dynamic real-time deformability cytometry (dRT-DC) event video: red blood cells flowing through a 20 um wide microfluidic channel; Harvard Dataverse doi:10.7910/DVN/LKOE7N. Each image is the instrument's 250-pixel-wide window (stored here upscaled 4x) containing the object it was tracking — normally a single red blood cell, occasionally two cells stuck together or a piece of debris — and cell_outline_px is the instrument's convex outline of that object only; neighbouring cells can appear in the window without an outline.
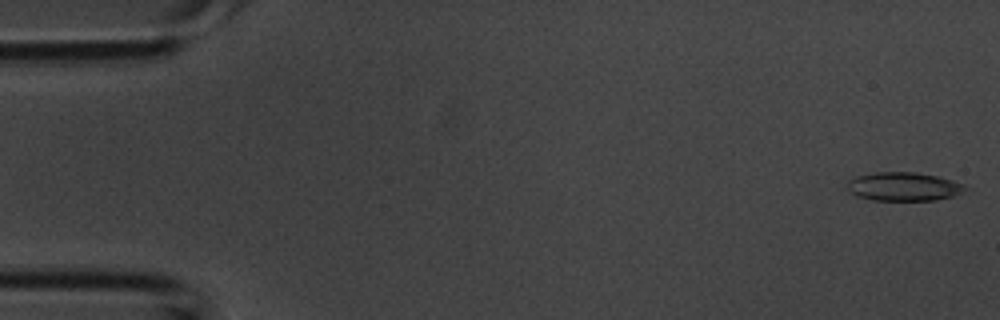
{"species": "common noctule bat (a hibernating species)", "species_latin": "Nyctalus noctula", "temperature_condition": "room temperature", "stored_images_in_passage": 40, "camera_frame_rate_fps": 3000, "um_per_image_px": 0.085, "animal": {"sex": "male", "body_mass_g": 20.1, "forearm_length_mm": 53.5}, "frame": {"image": 1, "passage_image": 1, "time_ms": 0.0, "image_size_px": [1000, 320], "cell_outline_px": [[968, 188], [956, 196], [936, 200], [872, 200], [856, 196], [848, 192], [848, 180], [856, 176], [876, 172], [916, 172], [936, 176], [952, 180], [964, 184]], "centroid_in_image_um": [76.81, 15.86], "position_along_channel_um": 8.2, "area_um2": 19.83}}
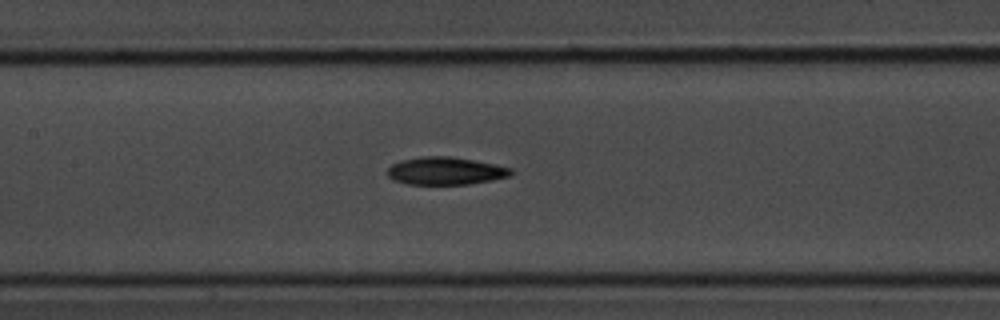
{"frame": {"image": 2, "passage_image": 19, "time_ms": 6.0, "image_size_px": [1000, 320], "cell_outline_px": [[516, 172], [508, 176], [492, 180], [468, 184], [408, 184], [392, 180], [388, 176], [388, 168], [392, 164], [400, 160], [420, 156], [448, 156], [496, 164], [512, 168]], "centroid_in_image_um": [37.87, 14.52], "position_along_channel_um": 169.5, "area_um2": 20.0}}
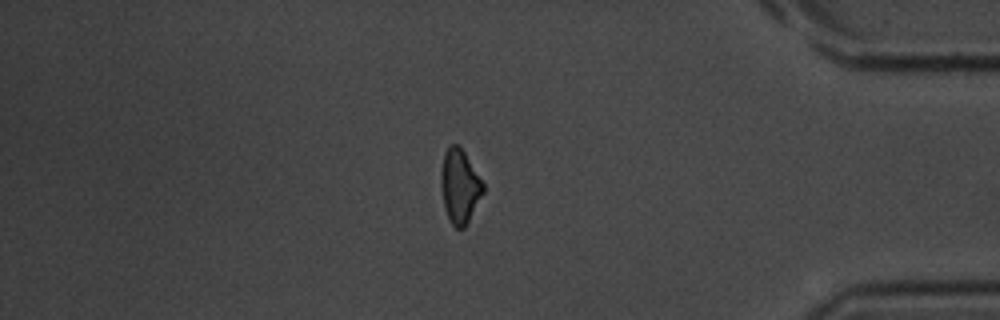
{"frame": {"image": 3, "passage_image": 35, "time_ms": 11.333, "image_size_px": [1000, 320], "cell_outline_px": [[484, 192], [468, 224], [464, 228], [456, 228], [452, 224], [444, 208], [440, 184], [440, 176], [444, 152], [448, 144], [460, 144], [484, 184]], "centroid_in_image_um": [39.07, 15.81], "position_along_channel_um": 396.1, "area_um2": 18.5}}